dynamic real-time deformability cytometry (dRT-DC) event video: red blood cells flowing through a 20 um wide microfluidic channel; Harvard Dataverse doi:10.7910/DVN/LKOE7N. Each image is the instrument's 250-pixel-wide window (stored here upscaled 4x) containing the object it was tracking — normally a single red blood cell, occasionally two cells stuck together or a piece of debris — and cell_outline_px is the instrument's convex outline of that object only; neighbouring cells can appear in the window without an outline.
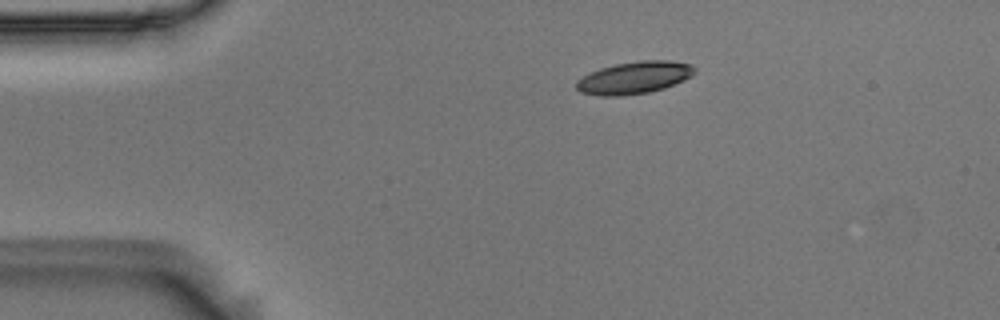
{"species": "Egyptian fruit bat (a non-hibernating species)", "species_latin": "Rousettus aegyptiacus", "temperature_condition": "room temperature", "stored_images_in_passage": 46, "camera_frame_rate_fps": 3000, "um_per_image_px": 0.085, "animal": {"sex": "male"}, "frame": {"image": 1, "passage_image": 1, "time_ms": 0.0, "image_size_px": [1000, 320], "cell_outline_px": [[696, 72], [692, 76], [684, 80], [664, 88], [648, 92], [624, 96], [600, 96], [580, 92], [576, 88], [576, 80], [600, 68], [616, 64], [640, 60], [668, 60], [692, 64], [696, 68]], "centroid_in_image_um": [53.94, 6.6], "position_along_channel_um": 31.1, "area_um2": 22.31}}
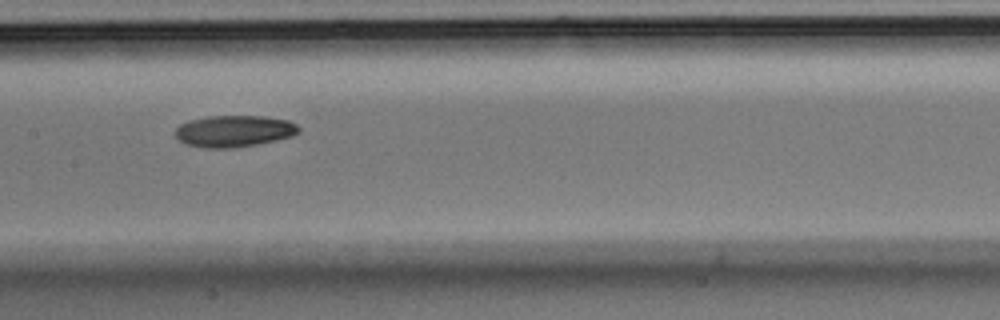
{"frame": {"image": 2, "passage_image": 18, "time_ms": 5.667, "image_size_px": [1000, 320], "cell_outline_px": [[300, 132], [292, 136], [276, 140], [236, 148], [204, 148], [184, 144], [176, 136], [176, 128], [180, 124], [192, 120], [208, 116], [264, 116], [288, 120], [296, 124], [300, 128]], "centroid_in_image_um": [19.91, 11.15], "position_along_channel_um": 187.5, "area_um2": 22.77}}
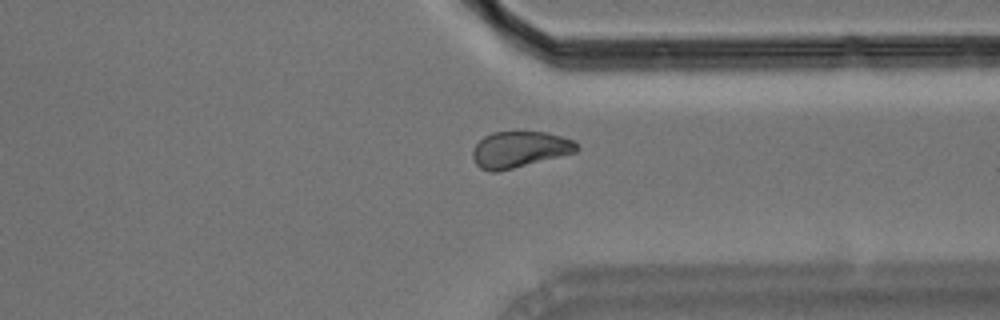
{"frame": {"image": 3, "passage_image": 33, "time_ms": 10.667, "image_size_px": [1000, 320], "cell_outline_px": [[580, 148], [576, 152], [496, 172], [488, 172], [480, 168], [476, 164], [472, 156], [472, 148], [484, 136], [492, 132], [544, 132], [560, 136], [572, 140]], "centroid_in_image_um": [44.12, 12.7], "position_along_channel_um": 367.3, "area_um2": 21.73}, "authors_computed_cell_mechanics": {"area_um2": 22.5131, "velocity_mm_per_s": 3.6018, "shape_relaxation_time_tau1_ms": 8.5969, "shape_relaxation_time_tau2_ms": null, "deformation_change_tau1": 0.1524, "deformation_change_tau2": null}}